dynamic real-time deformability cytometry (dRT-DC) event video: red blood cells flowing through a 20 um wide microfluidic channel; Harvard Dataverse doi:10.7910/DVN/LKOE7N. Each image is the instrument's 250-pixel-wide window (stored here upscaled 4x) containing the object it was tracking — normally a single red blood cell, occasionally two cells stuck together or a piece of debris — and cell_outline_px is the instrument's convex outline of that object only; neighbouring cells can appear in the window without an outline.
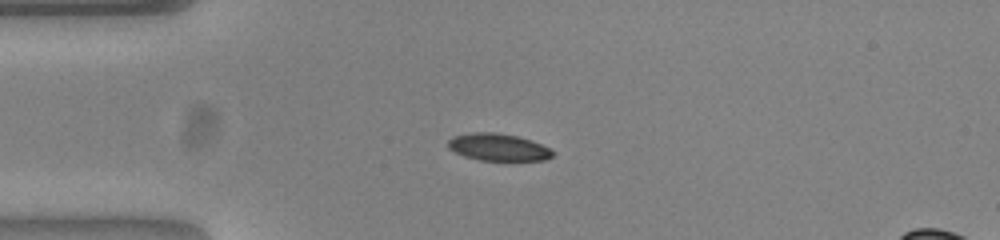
{"species": "common noctule bat (a hibernating species)", "species_latin": "Nyctalus noctula", "temperature_condition": "warm", "stored_images_in_passage": 53, "camera_frame_rate_fps": 3000, "um_per_image_px": 0.085, "animal": {"sex": "female", "body_mass_g": 23.0, "forearm_length_mm": 53.4}, "frame": {"image": 1, "passage_image": 13, "time_ms": 4.0, "image_size_px": [1000, 240], "cell_outline_px": [[556, 152], [552, 156], [544, 160], [480, 160], [464, 156], [448, 148], [448, 140], [452, 136], [472, 132], [496, 132], [516, 136], [532, 140]], "centroid_in_image_um": [42.33, 12.5], "position_along_channel_um": 42.7, "area_um2": 16.53}}
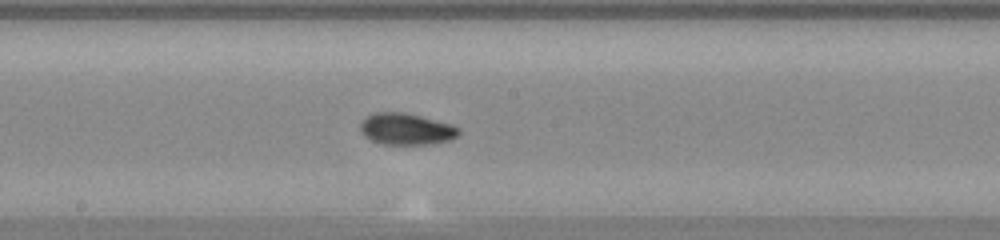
{"frame": {"image": 2, "passage_image": 28, "time_ms": 9.0, "image_size_px": [1000, 240], "cell_outline_px": [[460, 132], [456, 136], [448, 140], [428, 144], [380, 144], [364, 136], [360, 132], [360, 124], [368, 116], [376, 112], [404, 112], [452, 124], [460, 128]], "centroid_in_image_um": [34.52, 10.97], "position_along_channel_um": 213.7, "area_um2": 17.98}}
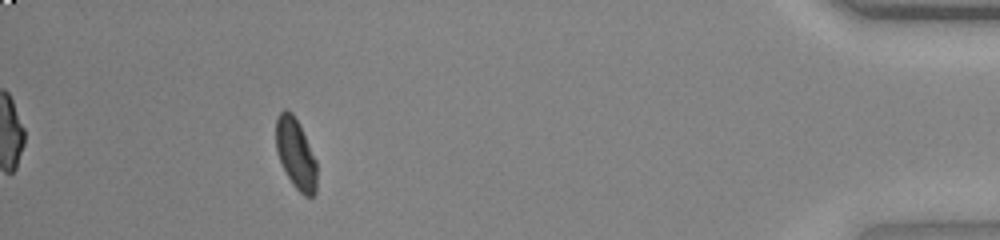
{"frame": {"image": 3, "passage_image": 48, "time_ms": 15.667, "image_size_px": [1000, 240], "cell_outline_px": [[316, 192], [312, 196], [304, 196], [292, 184], [280, 160], [276, 148], [276, 116], [284, 108], [288, 108], [292, 112], [300, 124], [316, 160]], "centroid_in_image_um": [25.13, 13.01], "position_along_channel_um": 410.1, "area_um2": 16.76}, "authors_computed_cell_mechanics": {"area_um2": 17.1088, "velocity_mm_per_s": 3.8698, "shape_relaxation_time_tau1_ms": 3.1949, "shape_relaxation_time_tau2_ms": 2.4936, "deformation_change_tau1": 0.1476, "deformation_change_tau2": 0.0592}}